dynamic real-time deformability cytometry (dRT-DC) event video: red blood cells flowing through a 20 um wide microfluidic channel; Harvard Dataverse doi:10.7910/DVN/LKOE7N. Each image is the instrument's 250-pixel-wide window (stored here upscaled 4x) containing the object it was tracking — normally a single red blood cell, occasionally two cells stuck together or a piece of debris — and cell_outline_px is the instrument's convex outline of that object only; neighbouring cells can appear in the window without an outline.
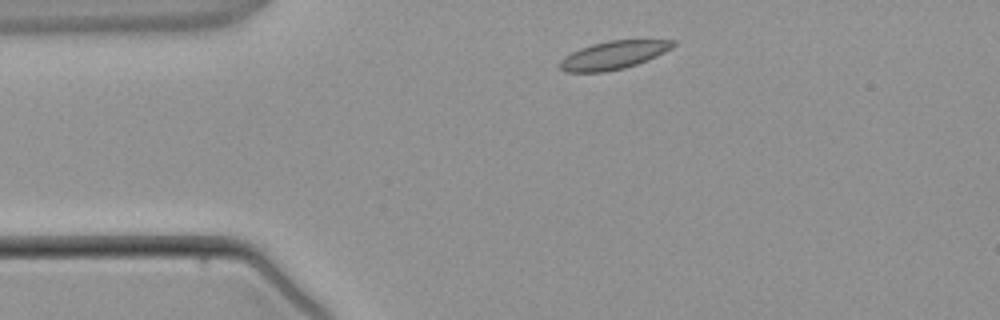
{"species": "common noctule bat (a hibernating species)", "species_latin": "Nyctalus noctula", "temperature_condition": "warm", "stored_images_in_passage": 3, "camera_frame_rate_fps": 3000, "um_per_image_px": 0.085, "animal": {"sex": "male", "body_mass_g": 21.5, "forearm_length_mm": 52.0}, "frame": {"image": 1, "passage_image": 1, "time_ms": 0.0, "image_size_px": [1000, 320], "cell_outline_px": [[676, 44], [672, 48], [656, 56], [636, 64], [624, 68], [604, 72], [564, 72], [560, 68], [560, 60], [564, 56], [580, 48], [592, 44], [608, 40], [676, 40]], "centroid_in_image_um": [52.13, 4.68], "position_along_channel_um": 32.9, "area_um2": 18.5}}